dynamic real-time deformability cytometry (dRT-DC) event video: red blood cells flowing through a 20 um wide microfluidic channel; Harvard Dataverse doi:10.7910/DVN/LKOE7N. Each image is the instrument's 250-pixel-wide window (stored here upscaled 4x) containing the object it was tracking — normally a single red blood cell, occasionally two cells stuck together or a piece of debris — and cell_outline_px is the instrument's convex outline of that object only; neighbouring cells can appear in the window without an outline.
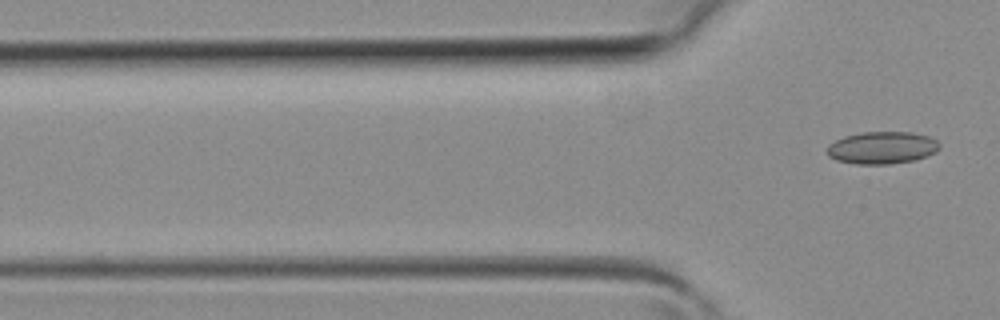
{"species": "common noctule bat (a hibernating species)", "species_latin": "Nyctalus noctula", "temperature_condition": "room temperature", "stored_images_in_passage": 2, "camera_frame_rate_fps": 3000, "um_per_image_px": 0.085, "animal": {"sex": "female", "body_mass_g": 19.3, "forearm_length_mm": 54.1}, "frame": {"image": 1, "passage_image": 2, "time_ms": 0.333, "image_size_px": [1000, 320], "cell_outline_px": [[940, 148], [936, 152], [928, 156], [912, 160], [888, 164], [856, 164], [836, 160], [828, 156], [824, 152], [828, 144], [844, 136], [860, 132], [912, 132], [928, 136], [936, 140], [940, 144]], "centroid_in_image_um": [74.94, 12.55], "position_along_channel_um": 50.9, "area_um2": 21.39}}